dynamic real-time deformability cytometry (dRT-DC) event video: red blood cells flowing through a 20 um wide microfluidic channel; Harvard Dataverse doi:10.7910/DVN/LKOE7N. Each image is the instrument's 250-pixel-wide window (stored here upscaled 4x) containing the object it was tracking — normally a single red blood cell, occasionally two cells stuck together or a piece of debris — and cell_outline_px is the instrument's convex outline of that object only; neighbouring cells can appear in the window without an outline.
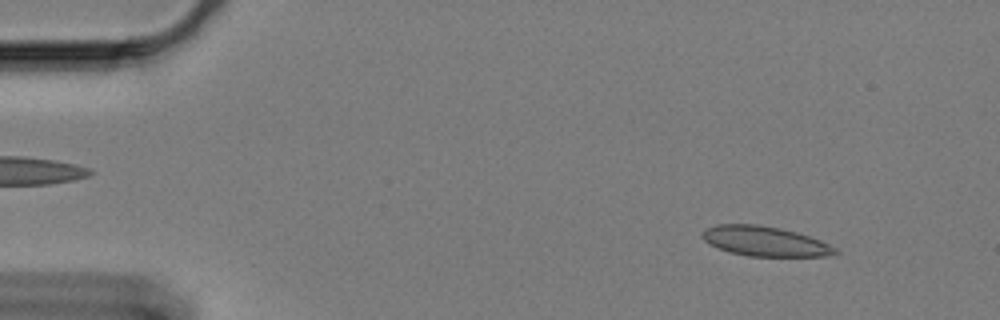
{"species": "Egyptian fruit bat (a non-hibernating species)", "species_latin": "Rousettus aegyptiacus", "temperature_condition": "cold", "stored_images_in_passage": 59, "camera_frame_rate_fps": 3000, "um_per_image_px": 0.085, "animal": {"sex": "female"}, "frame": {"image": 1, "passage_image": 6, "time_ms": 1.667, "image_size_px": [1000, 320], "cell_outline_px": [[840, 252], [828, 256], [748, 256], [728, 252], [716, 248], [708, 244], [700, 236], [708, 228], [716, 224], [756, 224], [796, 232], [820, 240], [836, 248]], "centroid_in_image_um": [64.98, 20.52], "position_along_channel_um": 20.0, "area_um2": 23.0}}
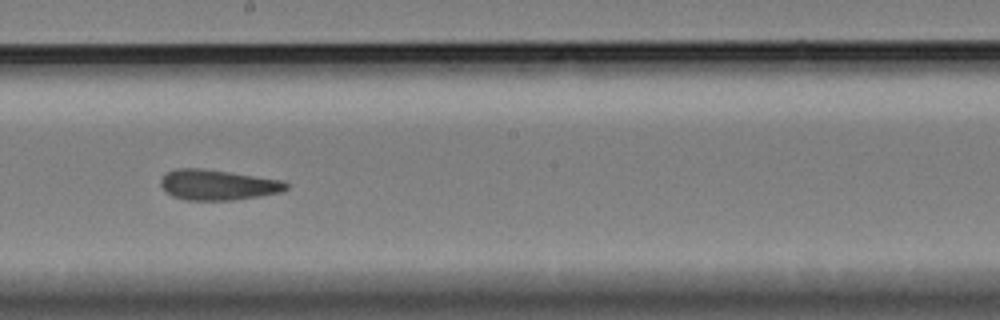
{"frame": {"image": 2, "passage_image": 33, "time_ms": 10.667, "image_size_px": [1000, 320], "cell_outline_px": [[288, 188], [284, 192], [260, 196], [232, 200], [184, 200], [172, 196], [160, 184], [160, 180], [168, 172], [176, 168], [200, 168], [284, 180], [288, 184]], "centroid_in_image_um": [18.55, 15.72], "position_along_channel_um": 229.6, "area_um2": 22.2}}
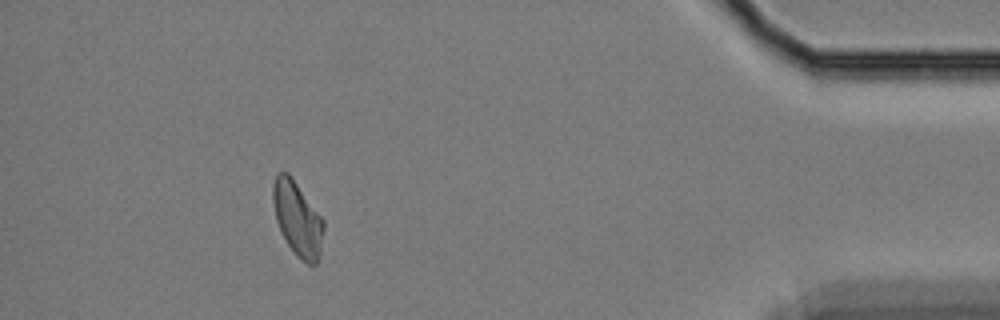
{"frame": {"image": 3, "passage_image": 54, "time_ms": 17.667, "image_size_px": [1000, 320], "cell_outline_px": [[324, 228], [320, 252], [316, 264], [308, 264], [300, 260], [296, 256], [288, 244], [276, 220], [272, 200], [272, 184], [276, 172], [288, 172], [324, 220]], "centroid_in_image_um": [25.27, 18.57], "position_along_channel_um": 409.9, "area_um2": 21.85}, "authors_computed_cell_mechanics": {"area_um2": 22.5998, "velocity_mm_per_s": 3.3168, "shape_relaxation_time_tau1_ms": null, "shape_relaxation_time_tau2_ms": 3.2182, "deformation_change_tau1": null, "deformation_change_tau2": 0.086}}